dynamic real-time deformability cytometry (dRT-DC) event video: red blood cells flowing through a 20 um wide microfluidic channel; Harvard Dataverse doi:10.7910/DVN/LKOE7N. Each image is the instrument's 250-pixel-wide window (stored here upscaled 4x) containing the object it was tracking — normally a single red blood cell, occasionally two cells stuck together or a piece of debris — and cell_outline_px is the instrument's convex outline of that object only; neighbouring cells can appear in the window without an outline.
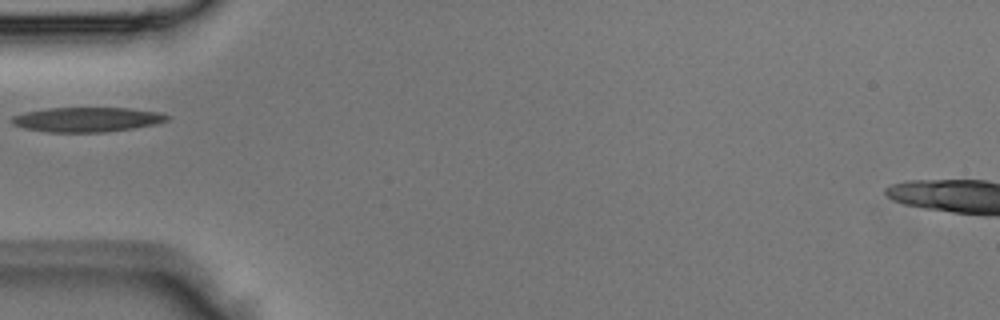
{"species": "Egyptian fruit bat (a non-hibernating species)", "species_latin": "Rousettus aegyptiacus", "temperature_condition": "room temperature", "stored_images_in_passage": 1, "camera_frame_rate_fps": 3000, "um_per_image_px": 0.085, "animal": {"sex": "male"}, "frame": {"image": 1, "passage_image": 1, "time_ms": 0.0, "image_size_px": [1000, 320], "cell_outline_px": [[172, 116], [168, 120], [156, 124], [132, 128], [104, 132], [48, 132], [24, 128], [12, 124], [12, 116], [24, 112], [48, 108], [132, 108], [160, 112]], "centroid_in_image_um": [7.43, 10.15], "position_along_channel_um": 77.6, "area_um2": 22.37}}